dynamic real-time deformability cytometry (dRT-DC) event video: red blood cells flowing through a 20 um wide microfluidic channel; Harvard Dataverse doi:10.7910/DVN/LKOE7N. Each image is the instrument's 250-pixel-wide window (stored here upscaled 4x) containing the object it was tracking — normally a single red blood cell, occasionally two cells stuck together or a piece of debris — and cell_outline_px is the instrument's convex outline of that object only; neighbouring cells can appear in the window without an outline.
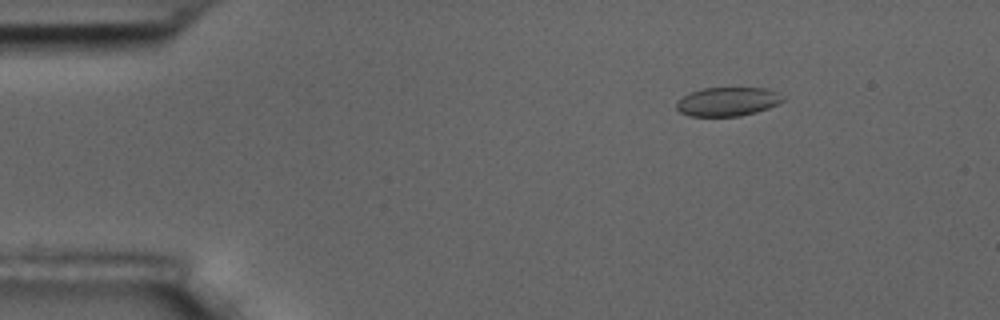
{"species": "common noctule bat (a hibernating species)", "species_latin": "Nyctalus noctula", "temperature_condition": "room temperature", "stored_images_in_passage": 4, "camera_frame_rate_fps": 3000, "um_per_image_px": 0.085, "animal": {"sex": "male", "body_mass_g": 17.5, "forearm_length_mm": 52.3}, "frame": {"image": 1, "passage_image": 2, "time_ms": 1.0, "image_size_px": [1000, 320], "cell_outline_px": [[784, 100], [768, 108], [756, 112], [740, 116], [688, 116], [680, 112], [676, 108], [676, 104], [684, 96], [692, 92], [704, 88], [764, 88], [776, 92], [784, 96]], "centroid_in_image_um": [61.85, 8.64], "position_along_channel_um": 23.1, "area_um2": 17.69}}
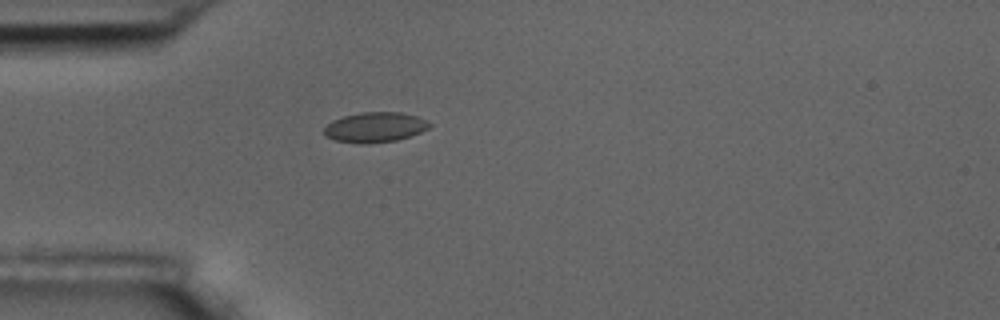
{"frame": {"image": 2, "passage_image": 4, "time_ms": 3.667, "image_size_px": [1000, 320], "cell_outline_px": [[432, 124], [428, 128], [420, 132], [396, 140], [368, 144], [360, 144], [336, 140], [324, 136], [324, 128], [332, 120], [344, 116], [360, 112], [400, 112], [416, 116]], "centroid_in_image_um": [31.83, 10.82], "position_along_channel_um": 53.2, "area_um2": 18.38}}